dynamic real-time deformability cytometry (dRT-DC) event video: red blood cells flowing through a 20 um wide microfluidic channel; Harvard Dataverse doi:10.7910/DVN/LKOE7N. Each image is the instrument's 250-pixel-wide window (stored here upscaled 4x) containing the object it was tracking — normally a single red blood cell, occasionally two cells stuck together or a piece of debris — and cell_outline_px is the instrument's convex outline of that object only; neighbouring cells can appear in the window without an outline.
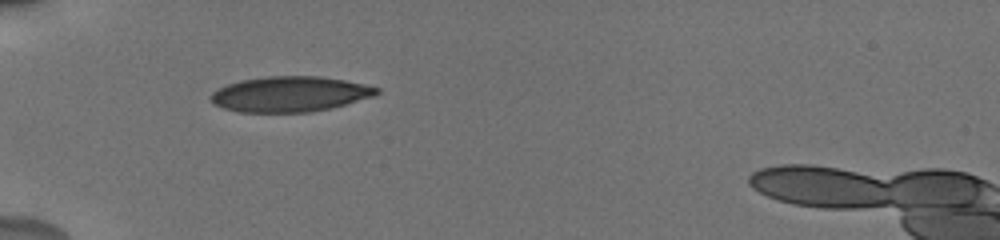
{"species": "human", "species_latin": "Homo sapiens", "temperature_condition": "cold", "stored_images_in_passage": 4, "camera_frame_rate_fps": 3000, "um_per_image_px": 0.085, "donor": {"sex": "male"}, "frame": {"image": 1, "passage_image": 1, "time_ms": 0.0, "image_size_px": [1000, 240], "cell_outline_px": [[380, 92], [376, 96], [332, 108], [312, 112], [240, 112], [224, 108], [212, 104], [208, 96], [212, 92], [228, 84], [240, 80], [268, 76], [320, 76], [344, 80], [364, 84], [380, 88]], "centroid_in_image_um": [24.66, 8.0], "position_along_channel_um": 60.3, "area_um2": 34.45}}
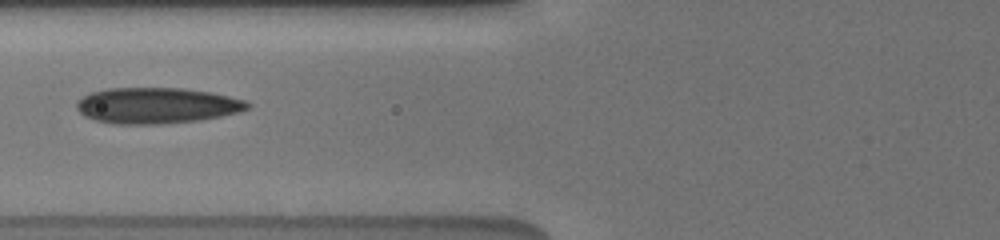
{"frame": {"image": 2, "passage_image": 3, "time_ms": 1.667, "image_size_px": [1000, 240], "cell_outline_px": [[252, 104], [248, 108], [240, 112], [200, 120], [160, 124], [116, 124], [96, 120], [84, 116], [76, 108], [76, 100], [92, 92], [108, 88], [184, 88], [212, 92], [248, 100]], "centroid_in_image_um": [13.35, 8.96], "position_along_channel_um": 112.4, "area_um2": 36.01}}